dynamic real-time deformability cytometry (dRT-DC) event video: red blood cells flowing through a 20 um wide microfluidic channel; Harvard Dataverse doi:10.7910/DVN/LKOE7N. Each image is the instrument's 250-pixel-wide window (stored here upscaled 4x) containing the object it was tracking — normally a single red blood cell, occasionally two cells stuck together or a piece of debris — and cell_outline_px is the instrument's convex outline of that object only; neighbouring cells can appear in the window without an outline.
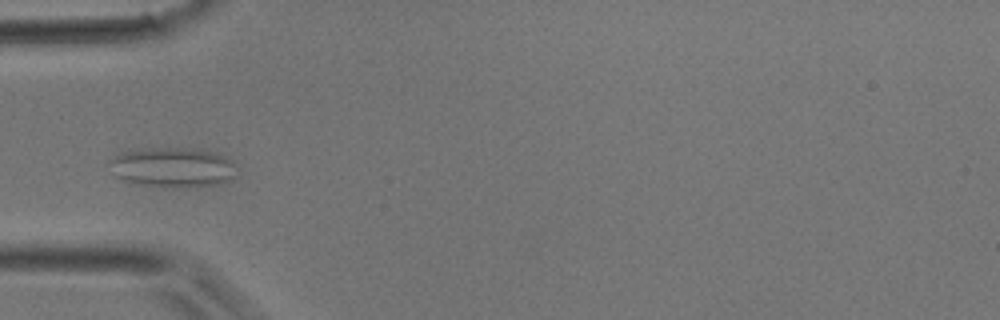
{"species": "common noctule bat (a hibernating species)", "species_latin": "Nyctalus noctula", "temperature_condition": "room temperature", "stored_images_in_passage": 4, "camera_frame_rate_fps": 3000, "um_per_image_px": 0.085, "animal": {"sex": "male", "body_mass_g": 17.9}, "frame": {"image": 1, "passage_image": 3, "time_ms": 0.667, "image_size_px": [1000, 320], "cell_outline_px": [[236, 176], [232, 180], [220, 184], [176, 188], [132, 184], [112, 176], [108, 160], [120, 152], [164, 148], [196, 148], [232, 160]], "centroid_in_image_um": [14.61, 14.26], "position_along_channel_um": 70.4, "area_um2": 29.71}}
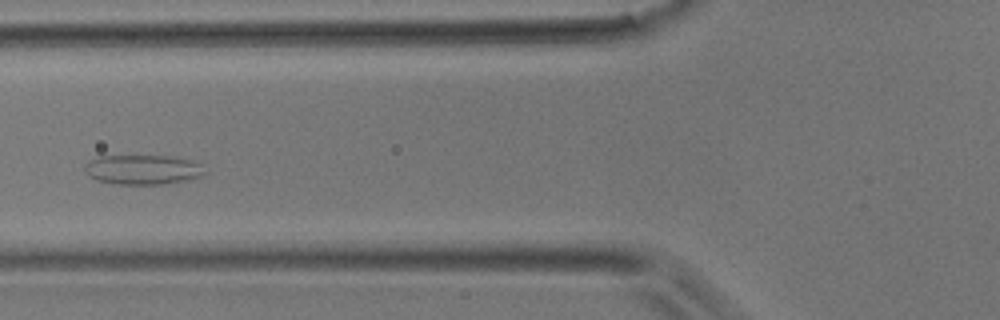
{"frame": {"image": 2, "passage_image": 4, "time_ms": 1.0, "image_size_px": [1000, 320], "cell_outline_px": [[208, 172], [204, 176], [188, 180], [164, 184], [116, 184], [96, 180], [88, 176], [84, 168], [84, 164], [88, 160], [100, 156], [168, 156], [196, 160]], "centroid_in_image_um": [12.18, 14.42], "position_along_channel_um": 113.6, "area_um2": 21.15}}